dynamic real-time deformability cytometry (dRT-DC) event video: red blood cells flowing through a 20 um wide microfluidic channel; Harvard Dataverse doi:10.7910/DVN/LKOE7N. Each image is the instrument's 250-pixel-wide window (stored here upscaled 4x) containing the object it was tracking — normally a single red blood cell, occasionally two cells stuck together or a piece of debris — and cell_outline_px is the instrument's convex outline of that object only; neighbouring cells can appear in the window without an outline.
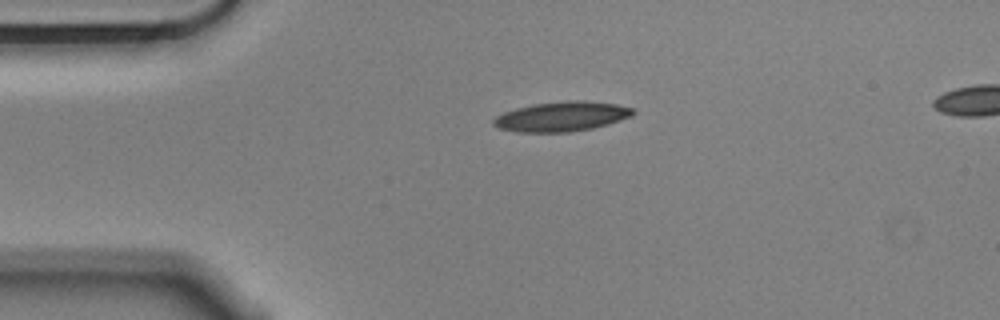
{"species": "Egyptian fruit bat (a non-hibernating species)", "species_latin": "Rousettus aegyptiacus", "temperature_condition": "cold", "stored_images_in_passage": 38, "camera_frame_rate_fps": 3000, "um_per_image_px": 0.085, "animal": {"sex": "male"}, "frame": {"image": 1, "passage_image": 1, "time_ms": 0.0, "image_size_px": [1000, 320], "cell_outline_px": [[636, 112], [632, 116], [608, 124], [592, 128], [568, 132], [516, 132], [496, 128], [492, 124], [492, 120], [496, 116], [504, 112], [516, 108], [532, 104], [564, 100], [584, 100], [616, 104], [632, 108]], "centroid_in_image_um": [47.71, 9.9], "position_along_channel_um": 37.3, "area_um2": 24.39}}
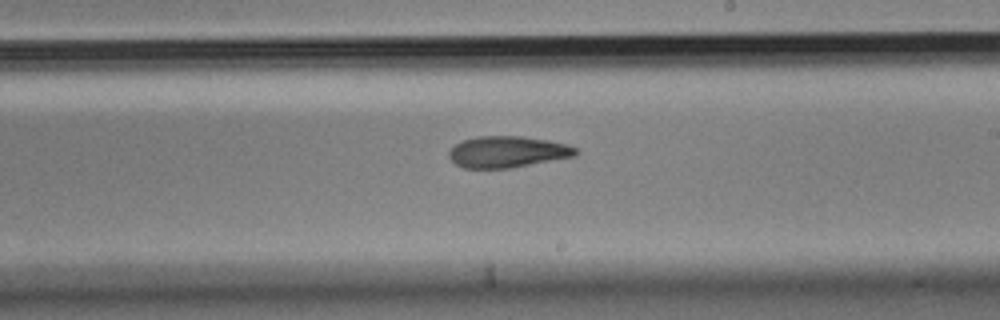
{"frame": {"image": 2, "passage_image": 21, "time_ms": 6.667, "image_size_px": [1000, 320], "cell_outline_px": [[580, 152], [576, 156], [508, 168], [464, 168], [456, 164], [448, 156], [448, 152], [460, 140], [476, 136], [524, 136], [548, 140], [568, 144], [576, 148]], "centroid_in_image_um": [43.14, 12.89], "position_along_channel_um": 245.9, "area_um2": 23.29}}
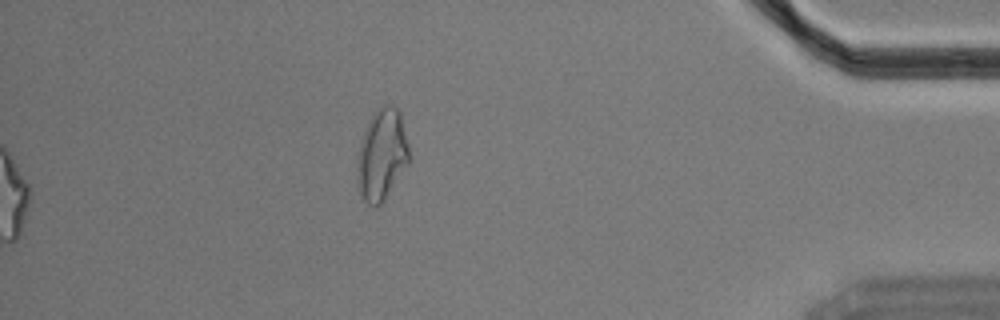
{"frame": {"image": 3, "passage_image": 38, "time_ms": 12.333, "image_size_px": [1000, 320], "cell_outline_px": [[408, 164], [384, 200], [380, 204], [368, 204], [364, 200], [360, 192], [356, 160], [360, 144], [368, 120], [384, 104], [392, 104], [400, 112], [408, 144]], "centroid_in_image_um": [32.46, 13.13], "position_along_channel_um": 402.7, "area_um2": 27.05}, "authors_computed_cell_mechanics": {"area_um2": 23.987, "velocity_mm_per_s": 3.5543, "shape_relaxation_time_tau1_ms": 7.6198, "shape_relaxation_time_tau2_ms": 8.2033, "deformation_change_tau1": 0.1726, "deformation_change_tau2": 0.1718}}